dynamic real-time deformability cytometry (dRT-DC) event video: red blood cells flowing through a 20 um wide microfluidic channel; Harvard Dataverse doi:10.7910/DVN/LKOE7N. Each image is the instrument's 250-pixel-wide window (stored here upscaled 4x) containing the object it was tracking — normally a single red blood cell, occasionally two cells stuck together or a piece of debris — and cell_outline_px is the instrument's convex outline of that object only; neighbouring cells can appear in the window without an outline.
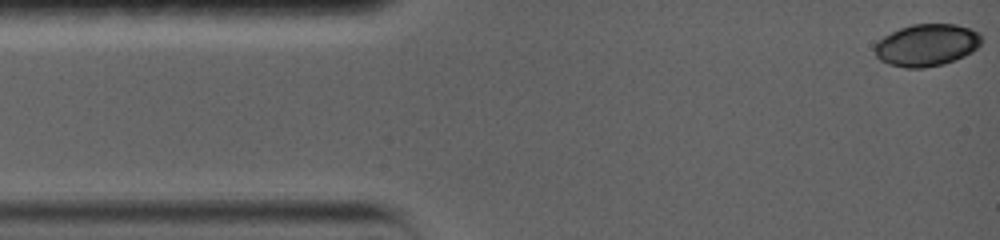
{"species": "common noctule bat (a hibernating species)", "species_latin": "Nyctalus noctula", "temperature_condition": "warm", "stored_images_in_passage": 30, "camera_frame_rate_fps": 5000, "um_per_image_px": 0.085, "animal": {"sex": "female", "body_mass_g": 19.0, "forearm_length_mm": 56.7}, "frame": {"image": 1, "passage_image": 1, "time_ms": 0.0, "image_size_px": [1000, 240], "cell_outline_px": [[980, 44], [972, 52], [964, 56], [944, 64], [924, 68], [904, 68], [888, 64], [880, 60], [876, 56], [876, 44], [884, 36], [900, 28], [912, 24], [956, 24], [980, 32]], "centroid_in_image_um": [78.77, 3.84], "position_along_channel_um": 6.2, "area_um2": 26.07}}
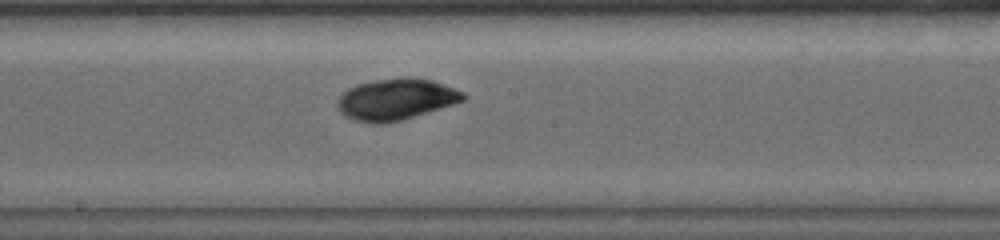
{"frame": {"image": 2, "passage_image": 18, "time_ms": 7.8, "image_size_px": [1000, 240], "cell_outline_px": [[464, 100], [452, 104], [400, 120], [384, 124], [368, 124], [356, 120], [340, 112], [340, 96], [348, 88], [356, 84], [372, 80], [432, 80], [464, 92]], "centroid_in_image_um": [33.63, 8.48], "position_along_channel_um": 214.6, "area_um2": 29.02}}
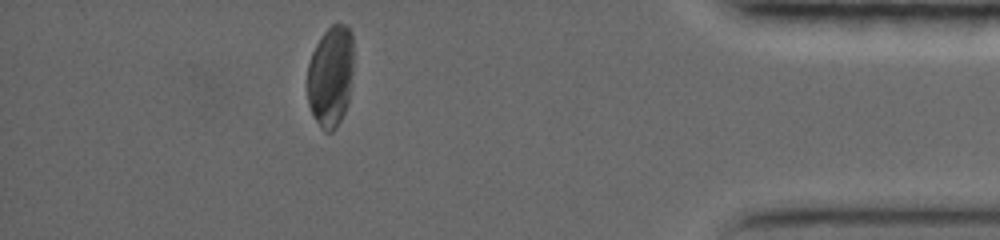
{"frame": {"image": 3, "passage_image": 30, "time_ms": 14.2, "image_size_px": [1000, 240], "cell_outline_px": [[352, 72], [348, 104], [336, 128], [332, 132], [324, 132], [320, 128], [308, 104], [308, 64], [312, 52], [316, 44], [324, 32], [332, 24], [348, 24], [352, 32]], "centroid_in_image_um": [28.11, 6.48], "position_along_channel_um": 407.1, "area_um2": 27.34}, "authors_computed_cell_mechanics": {"area_um2": 28.9289, "velocity_mm_per_s": 3.6912, "shape_relaxation_time_tau1_ms": 3.5299, "shape_relaxation_time_tau2_ms": 2.7873, "deformation_change_tau1": 0.1096, "deformation_change_tau2": 0.0428}}